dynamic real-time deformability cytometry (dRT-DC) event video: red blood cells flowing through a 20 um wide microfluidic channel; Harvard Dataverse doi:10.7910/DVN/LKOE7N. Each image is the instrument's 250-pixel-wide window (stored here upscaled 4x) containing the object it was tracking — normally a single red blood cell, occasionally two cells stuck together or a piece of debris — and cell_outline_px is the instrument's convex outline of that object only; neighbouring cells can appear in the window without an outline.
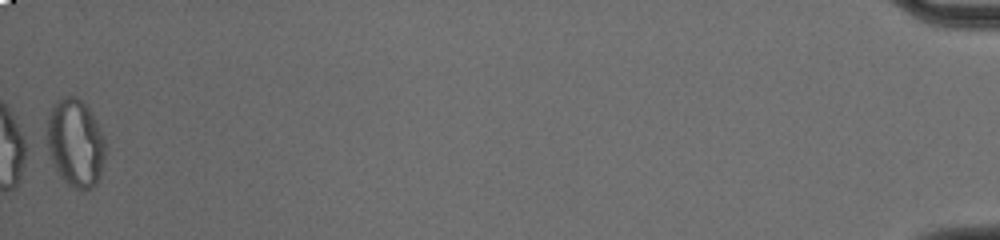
{"species": "common noctule bat (a hibernating species)", "species_latin": "Nyctalus noctula", "temperature_condition": "cold", "stored_images_in_passage": 40, "segment_of_instrument_passage": [2, 2], "camera_frame_rate_fps": 3000, "um_per_image_px": 0.085, "animal": {"sex": "male", "body_mass_g": 20.0, "forearm_length_mm": 53.3}, "frame": {"image": 1, "passage_image": 40, "time_ms": 13.0, "image_size_px": [1000, 240], "cell_outline_px": [[104, 156], [100, 176], [96, 184], [92, 188], [68, 188], [52, 164], [48, 148], [48, 116], [52, 104], [56, 100], [64, 96], [76, 96], [88, 104], [104, 136]], "centroid_in_image_um": [6.4, 12.12], "position_along_channel_um": 428.8, "area_um2": 30.17}}